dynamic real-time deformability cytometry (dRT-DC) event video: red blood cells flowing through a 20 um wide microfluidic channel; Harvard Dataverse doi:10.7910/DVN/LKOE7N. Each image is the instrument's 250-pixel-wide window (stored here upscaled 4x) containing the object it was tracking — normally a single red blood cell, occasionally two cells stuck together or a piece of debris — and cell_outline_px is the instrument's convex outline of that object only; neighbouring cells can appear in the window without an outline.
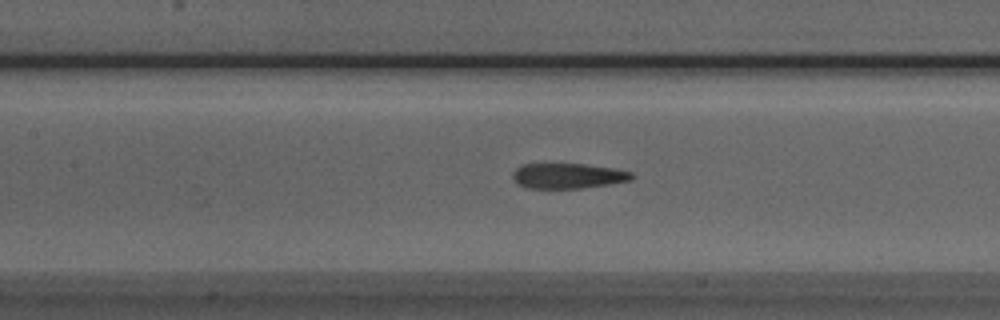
{"species": "Egyptian fruit bat (a non-hibernating species)", "species_latin": "Rousettus aegyptiacus", "temperature_condition": "room temperature", "stored_images_in_passage": 33, "camera_frame_rate_fps": 3000, "um_per_image_px": 0.085, "animal": {"sex": "male"}, "frame": {"image": 1, "passage_image": 9, "time_ms": 2.667, "image_size_px": [1000, 320], "cell_outline_px": [[636, 176], [632, 180], [608, 184], [580, 188], [528, 188], [516, 184], [512, 176], [512, 172], [516, 168], [524, 164], [584, 164], [616, 168], [632, 172]], "centroid_in_image_um": [48.29, 14.94], "position_along_channel_um": 159.1, "area_um2": 17.63}}
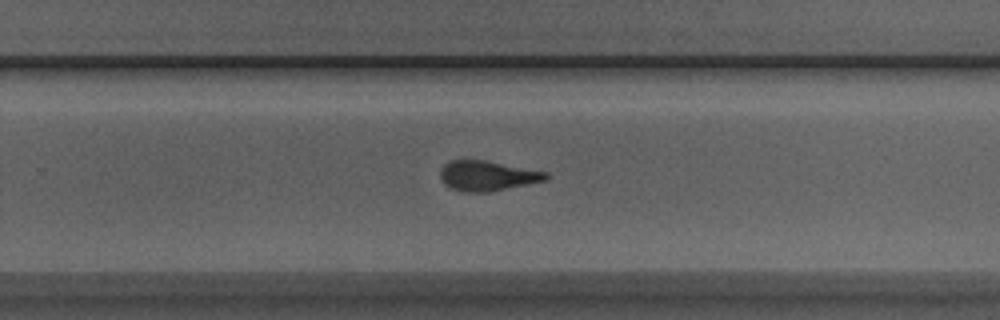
{"frame": {"image": 2, "passage_image": 19, "time_ms": 6.0, "image_size_px": [1000, 320], "cell_outline_px": [[548, 180], [484, 192], [468, 192], [452, 188], [444, 184], [440, 180], [440, 172], [444, 164], [452, 160], [484, 160], [548, 172]], "centroid_in_image_um": [41.41, 14.93], "position_along_channel_um": 288.4, "area_um2": 18.21}}
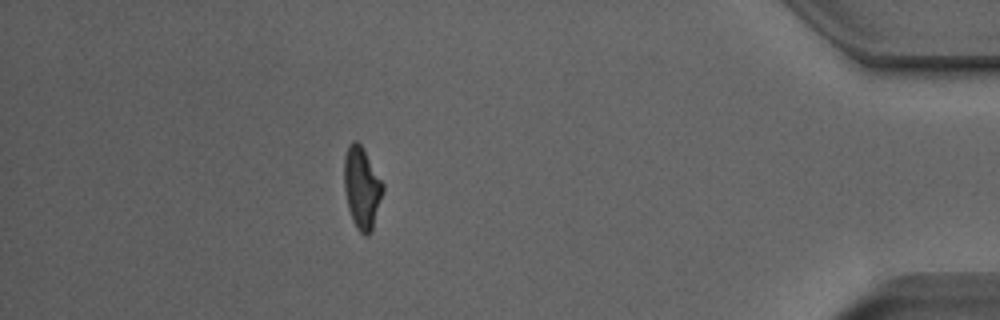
{"frame": {"image": 3, "passage_image": 32, "time_ms": 10.333, "image_size_px": [1000, 320], "cell_outline_px": [[384, 192], [372, 232], [368, 236], [364, 236], [356, 228], [352, 220], [348, 208], [344, 188], [344, 156], [348, 144], [352, 140], [356, 140], [364, 148], [384, 184]], "centroid_in_image_um": [30.77, 15.97], "position_along_channel_um": 404.4, "area_um2": 18.96}}